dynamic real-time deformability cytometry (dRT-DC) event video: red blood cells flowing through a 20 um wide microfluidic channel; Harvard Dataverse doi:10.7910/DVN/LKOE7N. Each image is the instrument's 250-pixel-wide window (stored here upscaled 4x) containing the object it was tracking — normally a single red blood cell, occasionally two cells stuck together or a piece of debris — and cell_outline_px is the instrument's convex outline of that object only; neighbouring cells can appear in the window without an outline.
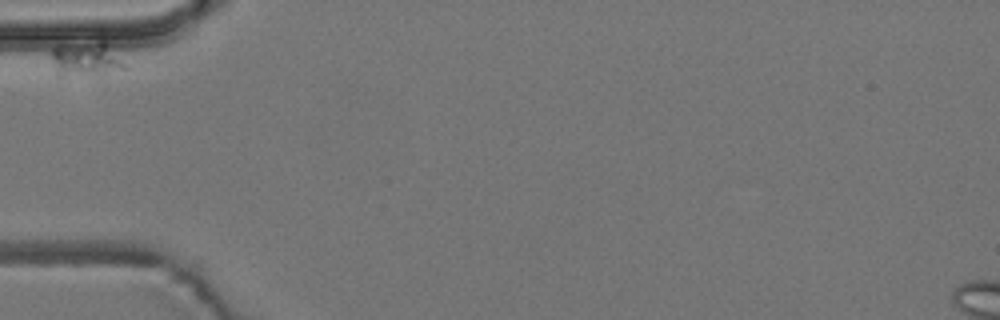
{"species": "common noctule bat (a hibernating species)", "species_latin": "Nyctalus noctula", "temperature_condition": "room temperature", "stored_images_in_passage": 4, "camera_frame_rate_fps": 3000, "um_per_image_px": 0.085, "animal": {"sex": "male", "body_mass_g": 19.2, "forearm_length_mm": 51.8}, "frame": {"image": 1, "passage_image": 1, "time_ms": 0.0, "image_size_px": [1000, 320], "cell_outline_px": [[132, 68], [100, 76], [56, 76], [52, 60], [52, 48], [56, 44], [100, 32], [104, 32]], "centroid_in_image_um": [7.48, 4.85], "position_along_channel_um": 77.5, "area_um2": 18.32}}
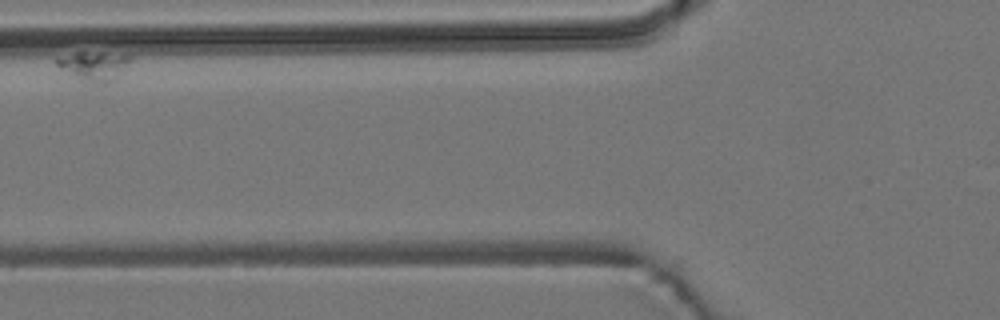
{"frame": {"image": 2, "passage_image": 3, "time_ms": 2.333, "image_size_px": [1000, 320], "cell_outline_px": [[132, 60], [116, 80], [108, 84], [84, 84], [60, 68], [56, 64], [56, 60], [80, 52], [100, 52], [132, 56]], "centroid_in_image_um": [8.05, 5.67], "position_along_channel_um": 117.7, "area_um2": 12.77}}